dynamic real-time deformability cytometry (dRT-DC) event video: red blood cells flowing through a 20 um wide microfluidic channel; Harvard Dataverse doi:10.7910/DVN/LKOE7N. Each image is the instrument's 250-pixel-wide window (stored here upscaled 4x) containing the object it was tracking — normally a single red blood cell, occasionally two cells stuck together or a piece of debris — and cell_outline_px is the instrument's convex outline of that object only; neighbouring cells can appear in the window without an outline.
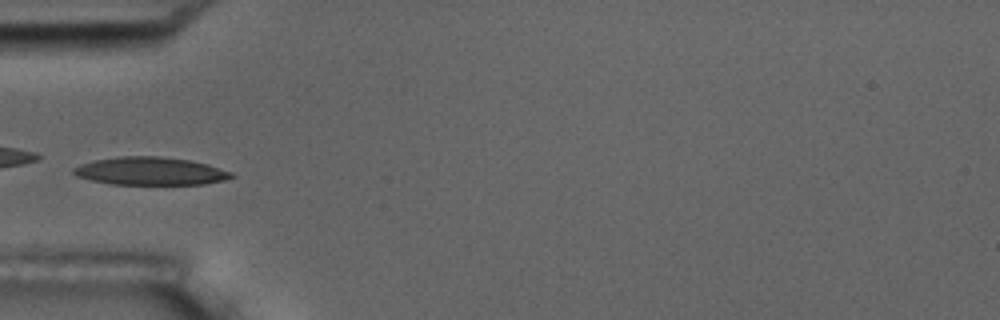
{"species": "common noctule bat (a hibernating species)", "species_latin": "Nyctalus noctula", "temperature_condition": "room temperature", "stored_images_in_passage": 15, "camera_frame_rate_fps": 3000, "um_per_image_px": 0.085, "animal": {"sex": "male", "body_mass_g": 17.5, "forearm_length_mm": 52.3}, "frame": {"image": 1, "passage_image": 5, "time_ms": 5.667, "image_size_px": [1000, 320], "cell_outline_px": [[236, 176], [224, 180], [204, 184], [112, 184], [92, 180], [76, 176], [72, 172], [72, 168], [80, 164], [92, 160], [120, 156], [160, 156], [188, 160], [208, 164], [232, 172]], "centroid_in_image_um": [12.76, 14.54], "position_along_channel_um": 72.2, "area_um2": 25.72}}
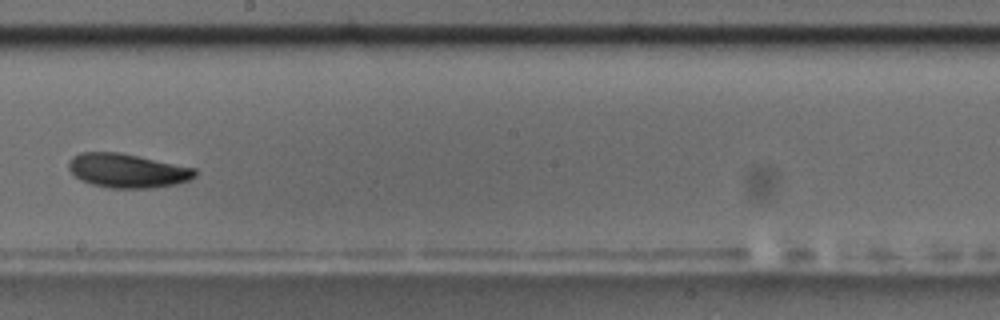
{"frame": {"image": 2, "passage_image": 9, "time_ms": 10.333, "image_size_px": [1000, 320], "cell_outline_px": [[196, 176], [188, 180], [176, 184], [152, 188], [108, 188], [92, 184], [80, 180], [68, 168], [68, 160], [72, 156], [80, 152], [120, 152], [196, 168]], "centroid_in_image_um": [10.81, 14.5], "position_along_channel_um": 237.4, "area_um2": 25.2}, "authors_computed_cell_mechanics": {"area_um2": 24.0448, "velocity_mm_per_s": 3.5502, "shape_relaxation_time_tau1_ms": 3.037, "shape_relaxation_time_tau2_ms": null, "deformation_change_tau1": 0.112, "deformation_change_tau2": null}}